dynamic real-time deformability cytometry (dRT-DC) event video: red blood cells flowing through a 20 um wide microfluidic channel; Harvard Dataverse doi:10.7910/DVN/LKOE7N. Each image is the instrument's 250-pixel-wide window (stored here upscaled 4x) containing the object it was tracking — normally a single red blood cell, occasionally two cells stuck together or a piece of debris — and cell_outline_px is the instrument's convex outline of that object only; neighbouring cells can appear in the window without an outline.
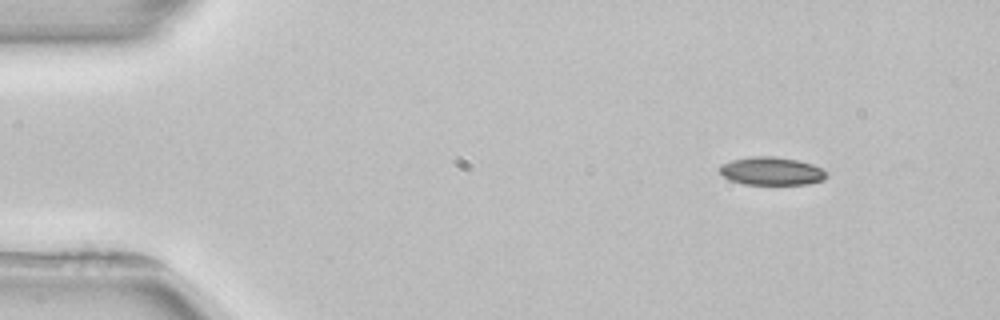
{"species": "common noctule bat (a hibernating species)", "species_latin": "Nyctalus noctula", "temperature_condition": "room temperature", "stored_images_in_passage": 3, "camera_frame_rate_fps": 3000, "um_per_image_px": 0.085, "animal": {"sex": "female", "body_mass_g": 22.7, "forearm_length_mm": 54.2}, "frame": {"image": 1, "passage_image": 1, "time_ms": 0.0, "image_size_px": [1000, 320], "cell_outline_px": [[828, 176], [824, 180], [808, 184], [744, 184], [732, 180], [724, 176], [720, 172], [720, 164], [732, 160], [756, 156], [772, 156], [796, 160], [812, 164], [828, 172]], "centroid_in_image_um": [65.61, 14.55], "position_along_channel_um": 19.4, "area_um2": 17.34}}
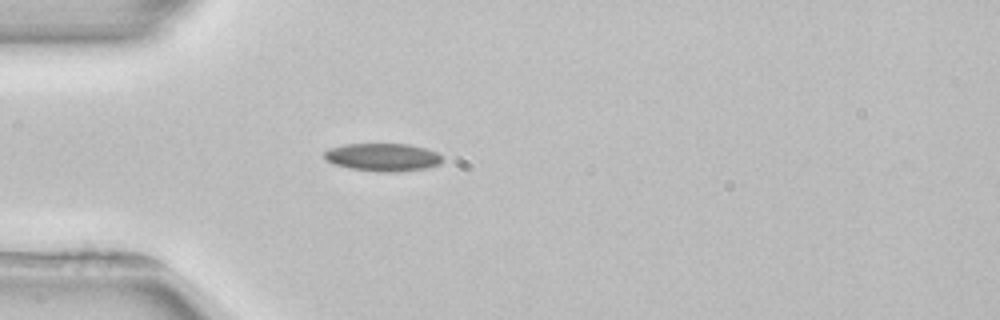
{"frame": {"image": 2, "passage_image": 3, "time_ms": 3.0, "image_size_px": [1000, 320], "cell_outline_px": [[444, 160], [440, 164], [424, 168], [392, 172], [380, 172], [352, 168], [332, 164], [324, 156], [324, 152], [328, 148], [344, 144], [408, 144], [424, 148], [436, 152]], "centroid_in_image_um": [32.51, 13.35], "position_along_channel_um": 52.5, "area_um2": 19.02}}